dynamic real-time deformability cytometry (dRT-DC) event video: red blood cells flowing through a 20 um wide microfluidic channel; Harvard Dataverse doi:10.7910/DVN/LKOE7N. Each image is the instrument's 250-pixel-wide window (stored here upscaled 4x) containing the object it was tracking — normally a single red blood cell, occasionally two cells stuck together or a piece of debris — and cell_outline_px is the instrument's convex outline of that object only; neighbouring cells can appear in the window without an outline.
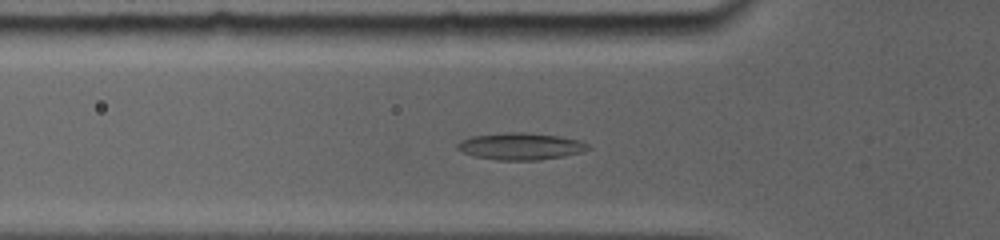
{"species": "common noctule bat (a hibernating species)", "species_latin": "Nyctalus noctula", "temperature_condition": "room temperature", "stored_images_in_passage": 51, "camera_frame_rate_fps": 5000, "um_per_image_px": 0.085, "animal": {"sex": "female", "body_mass_g": 19.0, "forearm_length_mm": 56.7}, "frame": {"image": 1, "passage_image": 13, "time_ms": 2.8, "image_size_px": [1000, 240], "cell_outline_px": [[588, 148], [580, 152], [564, 156], [536, 160], [496, 160], [476, 156], [464, 152], [456, 148], [464, 140], [476, 136], [556, 136], [576, 140], [588, 144]], "centroid_in_image_um": [44.29, 12.52], "position_along_channel_um": 81.5, "area_um2": 18.38}}
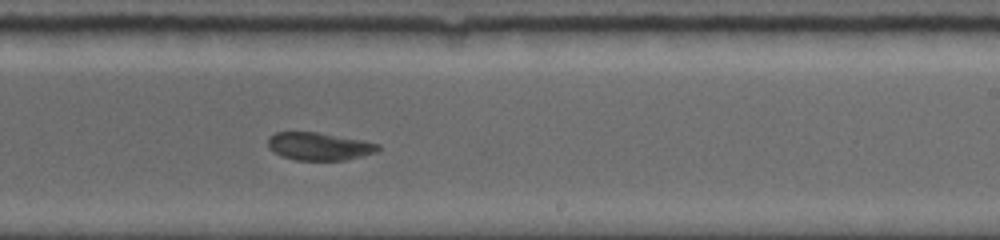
{"frame": {"image": 2, "passage_image": 35, "time_ms": 7.6, "image_size_px": [1000, 240], "cell_outline_px": [[380, 148], [376, 152], [344, 160], [296, 160], [280, 156], [268, 148], [268, 136], [276, 132], [316, 132], [364, 140], [380, 144]], "centroid_in_image_um": [27.1, 12.43], "position_along_channel_um": 261.9, "area_um2": 17.86}}
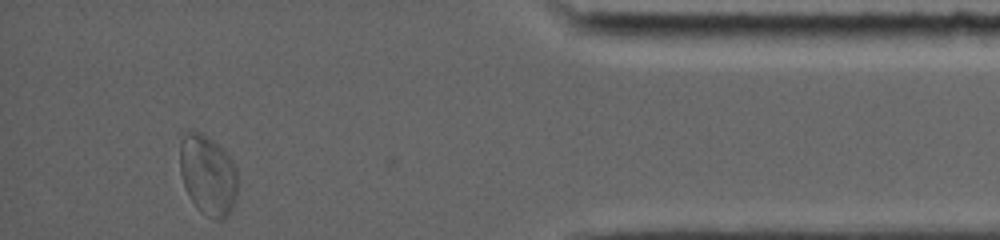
{"frame": {"image": 3, "passage_image": 51, "time_ms": 12.6, "image_size_px": [1000, 240], "cell_outline_px": [[236, 196], [232, 208], [228, 216], [224, 220], [212, 220], [200, 212], [196, 208], [184, 184], [180, 172], [180, 140], [188, 132], [200, 132], [208, 136], [232, 160], [236, 172]], "centroid_in_image_um": [17.66, 14.93], "position_along_channel_um": 417.5, "area_um2": 26.76}, "authors_computed_cell_mechanics": {"area_um2": 18.496, "velocity_mm_per_s": 3.7582, "shape_relaxation_time_tau1_ms": 3.645, "shape_relaxation_time_tau2_ms": null, "deformation_change_tau1": 0.103, "deformation_change_tau2": null}}